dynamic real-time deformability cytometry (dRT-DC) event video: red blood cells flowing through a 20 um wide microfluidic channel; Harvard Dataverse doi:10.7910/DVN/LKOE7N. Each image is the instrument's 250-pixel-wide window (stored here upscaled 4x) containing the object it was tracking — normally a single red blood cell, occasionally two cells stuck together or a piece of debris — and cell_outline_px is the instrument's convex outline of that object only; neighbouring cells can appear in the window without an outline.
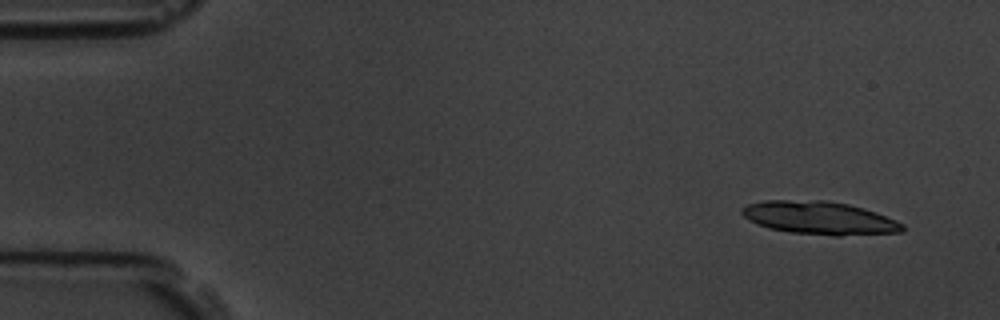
{"species": "common noctule bat (a hibernating species)", "species_latin": "Nyctalus noctula", "temperature_condition": "room temperature", "stored_images_in_passage": 5, "camera_frame_rate_fps": 3000, "um_per_image_px": 0.085, "animal": {"sex": "male", "body_mass_g": 19.5, "forearm_length_mm": 54.6}, "frame": {"image": 1, "passage_image": 1, "time_ms": 0.0, "image_size_px": [1000, 320], "cell_outline_px": [[904, 228], [900, 232], [840, 236], [836, 236], [788, 232], [768, 228], [756, 224], [748, 220], [740, 212], [740, 208], [748, 204], [764, 200], [824, 200], [848, 204], [864, 208], [876, 212], [896, 220], [904, 224]], "centroid_in_image_um": [69.62, 18.52], "position_along_channel_um": 15.4, "area_um2": 31.15}}